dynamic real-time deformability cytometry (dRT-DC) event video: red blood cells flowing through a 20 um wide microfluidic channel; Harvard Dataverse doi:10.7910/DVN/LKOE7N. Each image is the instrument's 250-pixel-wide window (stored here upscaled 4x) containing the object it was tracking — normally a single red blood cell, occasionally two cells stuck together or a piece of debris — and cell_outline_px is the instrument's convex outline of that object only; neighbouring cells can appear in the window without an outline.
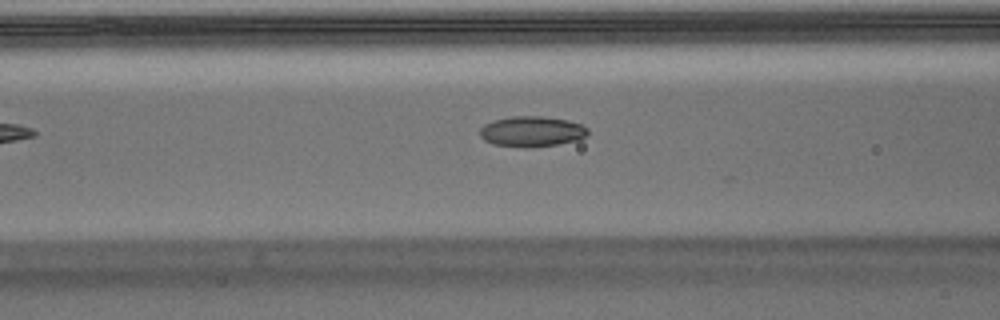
{"species": "Egyptian fruit bat (a non-hibernating species)", "species_latin": "Rousettus aegyptiacus", "temperature_condition": "warm", "stored_images_in_passage": 6, "camera_frame_rate_fps": 3000, "um_per_image_px": 0.085, "animal": {"sex": "male"}, "frame": {"image": 1, "passage_image": 5, "time_ms": 1.333, "image_size_px": [1000, 320], "cell_outline_px": [[588, 136], [576, 140], [556, 144], [532, 148], [524, 148], [492, 144], [484, 140], [480, 136], [480, 128], [484, 124], [492, 120], [512, 116], [544, 116], [568, 120], [580, 124], [588, 128]], "centroid_in_image_um": [45.18, 11.18], "position_along_channel_um": 121.4, "area_um2": 19.42}}